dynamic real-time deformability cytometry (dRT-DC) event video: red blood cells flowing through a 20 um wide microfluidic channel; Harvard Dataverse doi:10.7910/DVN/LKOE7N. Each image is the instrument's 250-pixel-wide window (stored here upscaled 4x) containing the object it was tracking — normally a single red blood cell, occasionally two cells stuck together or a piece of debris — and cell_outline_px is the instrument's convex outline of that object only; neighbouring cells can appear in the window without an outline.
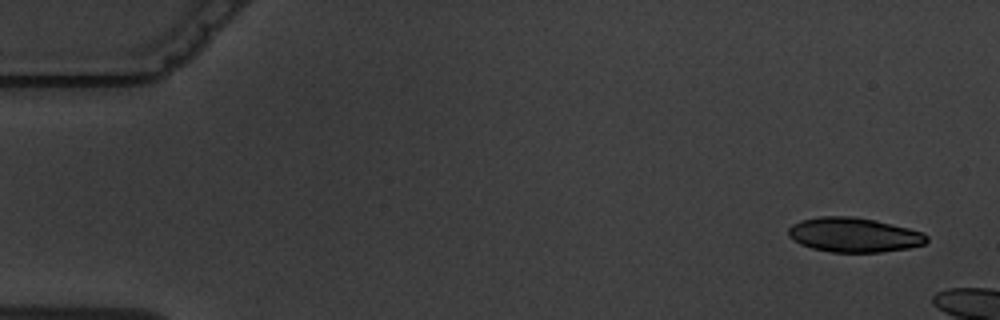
{"species": "common noctule bat (a hibernating species)", "species_latin": "Nyctalus noctula", "temperature_condition": "warm", "stored_images_in_passage": 5, "camera_frame_rate_fps": 3000, "um_per_image_px": 0.085, "animal": {"sex": "male", "body_mass_g": 19.5, "forearm_length_mm": 54.6}, "frame": {"image": 1, "passage_image": 1, "time_ms": 0.0, "image_size_px": [1000, 320], "cell_outline_px": [[928, 240], [924, 244], [908, 248], [880, 252], [832, 252], [812, 248], [800, 244], [792, 240], [788, 236], [788, 228], [792, 224], [800, 220], [820, 216], [852, 216], [876, 220], [924, 232], [928, 236]], "centroid_in_image_um": [72.57, 19.96], "position_along_channel_um": 12.4, "area_um2": 27.98}}